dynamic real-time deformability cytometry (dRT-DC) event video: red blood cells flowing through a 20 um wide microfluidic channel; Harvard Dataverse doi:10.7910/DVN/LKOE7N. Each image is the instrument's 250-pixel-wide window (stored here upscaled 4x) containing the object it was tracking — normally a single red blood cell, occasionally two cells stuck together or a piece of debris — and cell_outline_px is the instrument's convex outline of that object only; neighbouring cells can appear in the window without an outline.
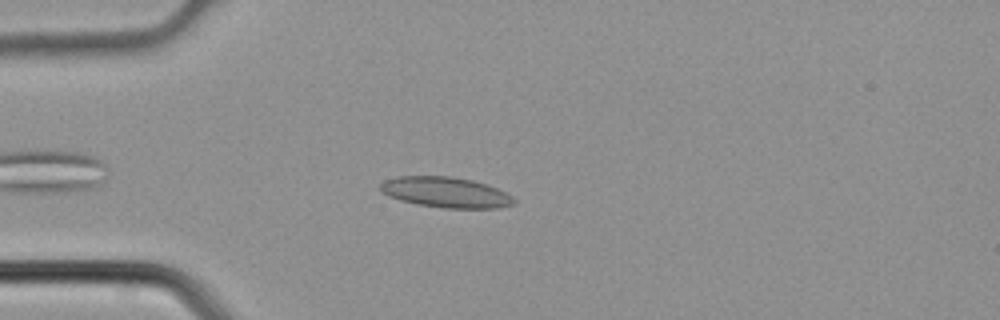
{"species": "common noctule bat (a hibernating species)", "species_latin": "Nyctalus noctula", "temperature_condition": "cold", "stored_images_in_passage": 2, "camera_frame_rate_fps": 3000, "um_per_image_px": 0.085, "animal": {"sex": "male", "body_mass_g": 21.5, "forearm_length_mm": 52.0}, "frame": {"image": 1, "passage_image": 2, "time_ms": 0.333, "image_size_px": [1000, 320], "cell_outline_px": [[516, 204], [496, 208], [444, 208], [416, 204], [400, 200], [380, 192], [380, 184], [384, 180], [400, 176], [452, 176], [472, 180], [496, 188], [512, 196], [516, 200]], "centroid_in_image_um": [37.88, 16.35], "position_along_channel_um": 47.1, "area_um2": 23.76}}